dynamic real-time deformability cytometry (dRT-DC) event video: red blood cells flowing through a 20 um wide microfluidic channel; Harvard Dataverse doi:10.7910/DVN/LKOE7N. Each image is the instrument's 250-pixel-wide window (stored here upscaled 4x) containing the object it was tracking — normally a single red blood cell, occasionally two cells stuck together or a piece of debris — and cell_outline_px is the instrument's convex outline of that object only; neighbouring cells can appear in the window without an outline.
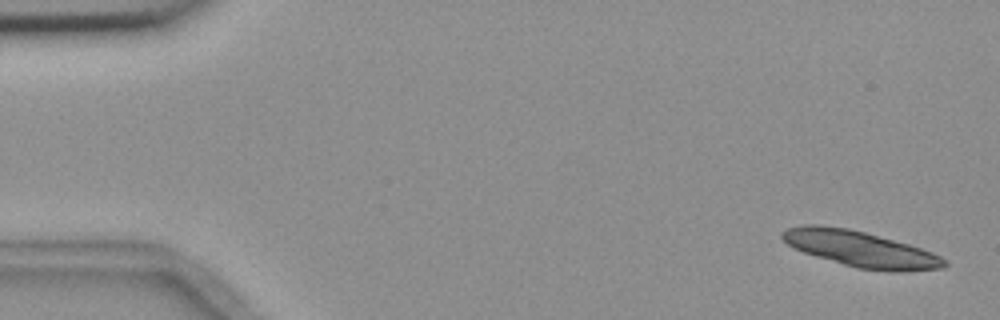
{"species": "common noctule bat (a hibernating species)", "species_latin": "Nyctalus noctula", "temperature_condition": "room temperature", "stored_images_in_passage": 5, "camera_frame_rate_fps": 3000, "um_per_image_px": 0.085, "animal": {"sex": "female", "body_mass_g": 18.4}, "frame": {"image": 1, "passage_image": 1, "time_ms": 0.0, "image_size_px": [1000, 320], "cell_outline_px": [[948, 264], [944, 268], [904, 272], [888, 272], [856, 268], [816, 256], [804, 252], [788, 244], [780, 236], [780, 232], [788, 228], [804, 224], [820, 224], [848, 228], [864, 232], [908, 244], [932, 252], [948, 260]], "centroid_in_image_um": [73.17, 21.17], "position_along_channel_um": 11.8, "area_um2": 33.99}}